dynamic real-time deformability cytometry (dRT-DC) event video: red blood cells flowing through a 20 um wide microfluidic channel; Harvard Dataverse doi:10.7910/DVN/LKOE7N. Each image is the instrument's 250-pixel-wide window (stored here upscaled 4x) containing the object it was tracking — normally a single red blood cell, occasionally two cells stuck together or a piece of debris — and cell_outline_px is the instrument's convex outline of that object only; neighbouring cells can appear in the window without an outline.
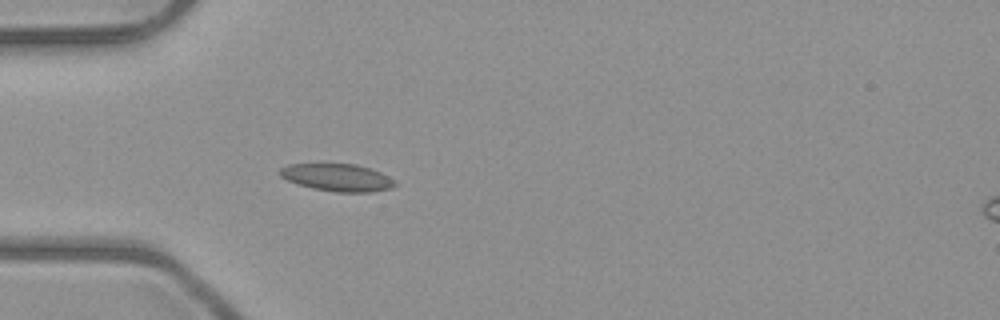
{"species": "common noctule bat (a hibernating species)", "species_latin": "Nyctalus noctula", "temperature_condition": "room temperature", "stored_images_in_passage": 4, "camera_frame_rate_fps": 3000, "um_per_image_px": 0.085, "animal": {"sex": "male", "body_mass_g": 23.1, "forearm_length_mm": 52.7}, "frame": {"image": 1, "passage_image": 4, "time_ms": 3.333, "image_size_px": [1000, 320], "cell_outline_px": [[396, 184], [392, 188], [372, 192], [336, 192], [312, 188], [296, 184], [280, 176], [280, 168], [288, 164], [356, 164], [380, 172], [396, 180]], "centroid_in_image_um": [28.68, 15.09], "position_along_channel_um": 56.3, "area_um2": 18.38}}